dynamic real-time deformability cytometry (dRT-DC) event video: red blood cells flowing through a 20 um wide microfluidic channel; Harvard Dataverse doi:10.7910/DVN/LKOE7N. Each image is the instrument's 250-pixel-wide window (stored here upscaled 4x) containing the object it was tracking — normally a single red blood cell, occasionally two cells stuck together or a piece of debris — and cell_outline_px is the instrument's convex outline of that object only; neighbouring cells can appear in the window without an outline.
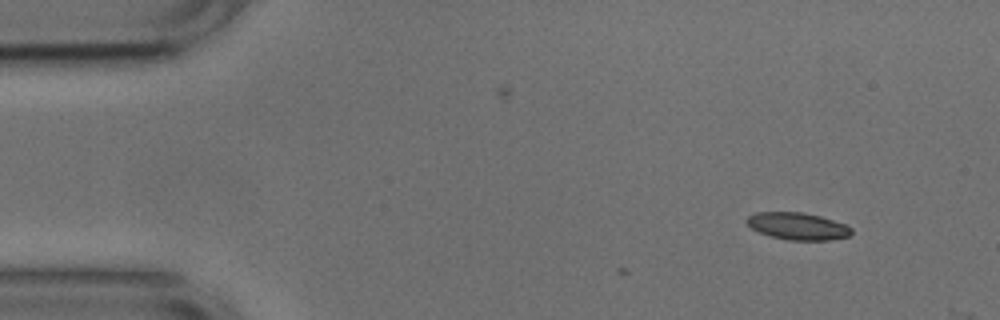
{"species": "common noctule bat (a hibernating species)", "species_latin": "Nyctalus noctula", "temperature_condition": "cold", "stored_images_in_passage": 5, "camera_frame_rate_fps": 3000, "um_per_image_px": 0.085, "animal": {"sex": "male", "body_mass_g": 17.9, "forearm_length_mm": 54.2}, "frame": {"image": 1, "passage_image": 1, "time_ms": 0.0, "image_size_px": [1000, 320], "cell_outline_px": [[852, 232], [848, 236], [828, 240], [788, 240], [772, 236], [760, 232], [752, 228], [744, 220], [748, 216], [756, 212], [804, 212], [820, 216], [844, 224], [852, 228]], "centroid_in_image_um": [67.78, 19.21], "position_along_channel_um": 17.2, "area_um2": 16.42}}